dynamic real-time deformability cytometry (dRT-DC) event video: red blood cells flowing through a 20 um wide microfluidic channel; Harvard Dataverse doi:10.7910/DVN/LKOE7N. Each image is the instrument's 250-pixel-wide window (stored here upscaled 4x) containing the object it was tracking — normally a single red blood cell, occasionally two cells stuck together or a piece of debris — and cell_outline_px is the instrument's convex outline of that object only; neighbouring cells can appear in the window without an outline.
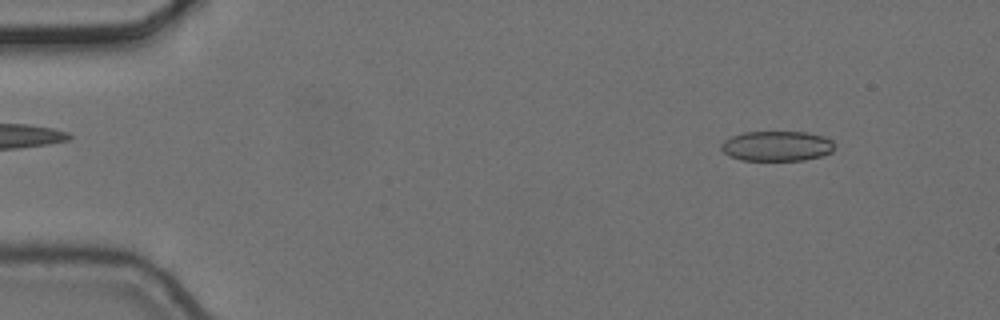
{"species": "common noctule bat (a hibernating species)", "species_latin": "Nyctalus noctula", "temperature_condition": "cold", "stored_images_in_passage": 4, "camera_frame_rate_fps": 3000, "um_per_image_px": 0.085, "animal": {"sex": "female", "body_mass_g": 24.6, "forearm_length_mm": 56.2}, "frame": {"image": 1, "passage_image": 1, "time_ms": 0.0, "image_size_px": [1000, 320], "cell_outline_px": [[832, 152], [820, 156], [804, 160], [740, 160], [728, 156], [720, 148], [720, 144], [724, 140], [732, 136], [744, 132], [804, 132], [824, 136], [832, 140]], "centroid_in_image_um": [65.99, 12.41], "position_along_channel_um": 19.0, "area_um2": 19.83}}
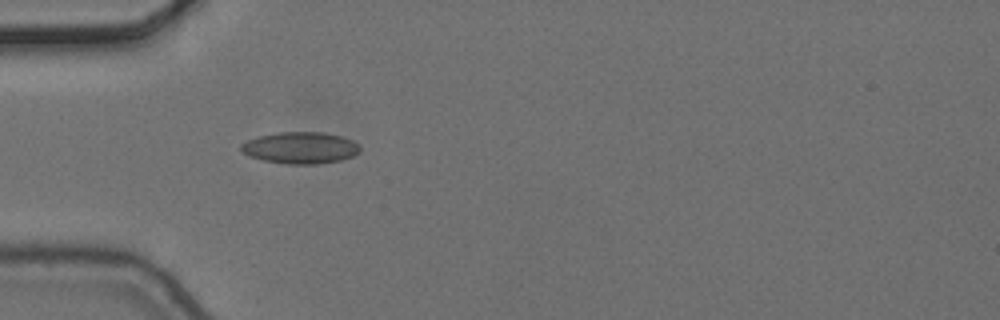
{"frame": {"image": 2, "passage_image": 4, "time_ms": 1.0, "image_size_px": [1000, 320], "cell_outline_px": [[360, 152], [352, 156], [340, 160], [316, 164], [288, 164], [264, 160], [248, 156], [240, 148], [240, 144], [248, 140], [260, 136], [280, 132], [324, 132], [340, 136], [352, 140], [360, 148]], "centroid_in_image_um": [25.53, 12.56], "position_along_channel_um": 59.5, "area_um2": 21.73}}